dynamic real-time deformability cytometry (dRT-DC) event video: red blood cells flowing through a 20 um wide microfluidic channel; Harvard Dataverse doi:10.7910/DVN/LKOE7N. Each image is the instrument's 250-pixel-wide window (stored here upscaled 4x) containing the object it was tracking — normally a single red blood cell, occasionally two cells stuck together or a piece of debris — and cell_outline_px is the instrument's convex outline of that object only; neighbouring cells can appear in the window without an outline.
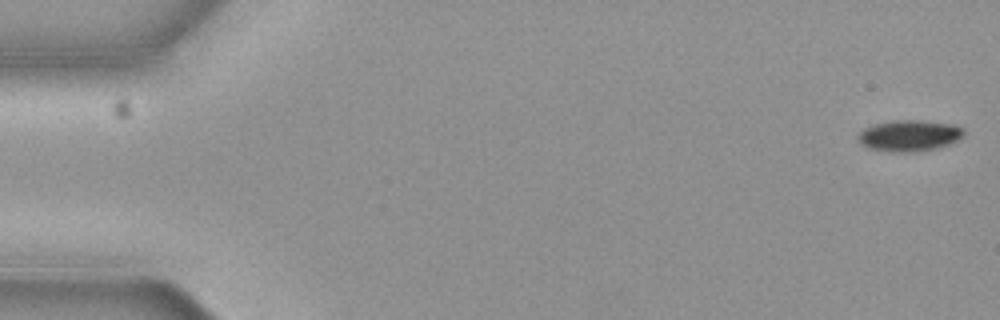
{"species": "common noctule bat (a hibernating species)", "species_latin": "Nyctalus noctula", "temperature_condition": "cold", "stored_images_in_passage": 6, "camera_frame_rate_fps": 3000, "um_per_image_px": 0.085, "animal": {"sex": "female", "body_mass_g": 19.3, "forearm_length_mm": 54.1}, "frame": {"image": 1, "passage_image": 1, "time_ms": 0.0, "image_size_px": [1000, 320], "cell_outline_px": [[964, 136], [948, 144], [936, 148], [868, 148], [860, 144], [856, 136], [864, 128], [872, 124], [892, 120], [920, 120], [952, 124], [964, 128]], "centroid_in_image_um": [77.29, 11.43], "position_along_channel_um": 7.7, "area_um2": 18.09}}
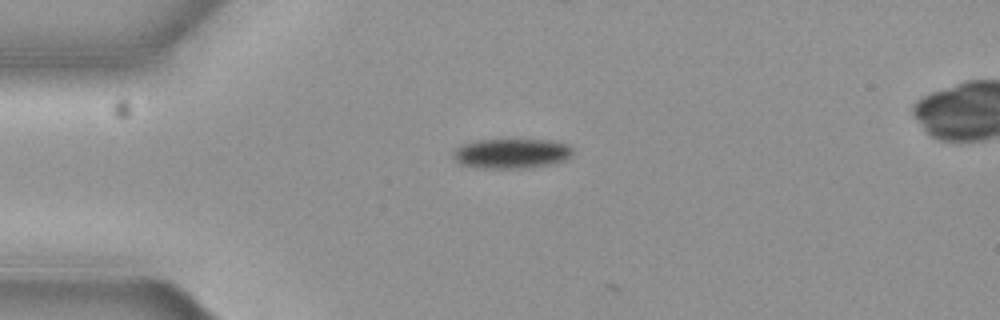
{"frame": {"image": 2, "passage_image": 4, "time_ms": 1.0, "image_size_px": [1000, 320], "cell_outline_px": [[572, 152], [564, 160], [548, 164], [516, 168], [476, 168], [460, 164], [452, 156], [452, 152], [460, 144], [472, 140], [548, 140], [568, 144], [572, 148]], "centroid_in_image_um": [43.38, 13.03], "position_along_channel_um": 41.6, "area_um2": 20.63}}